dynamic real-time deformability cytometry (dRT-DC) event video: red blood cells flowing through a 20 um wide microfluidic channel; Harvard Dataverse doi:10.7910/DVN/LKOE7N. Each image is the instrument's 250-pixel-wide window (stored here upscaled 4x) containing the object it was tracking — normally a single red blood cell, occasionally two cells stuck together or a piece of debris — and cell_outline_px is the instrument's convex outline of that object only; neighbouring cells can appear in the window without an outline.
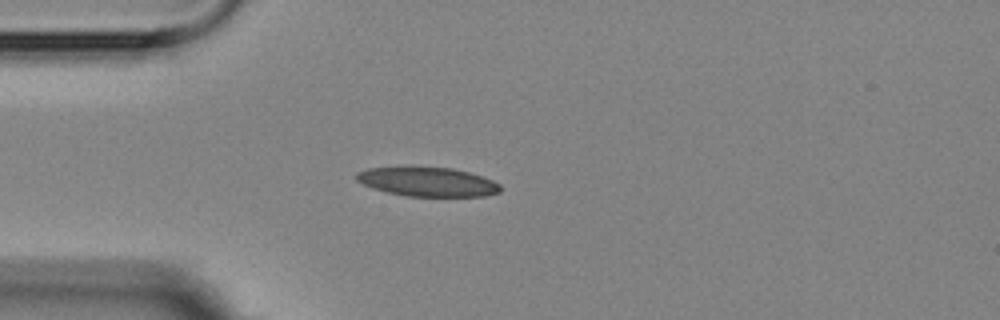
{"species": "Egyptian fruit bat (a non-hibernating species)", "species_latin": "Rousettus aegyptiacus", "temperature_condition": "room temperature", "stored_images_in_passage": 4, "camera_frame_rate_fps": 3000, "um_per_image_px": 0.085, "animal": {"sex": "female"}, "frame": {"image": 1, "passage_image": 4, "time_ms": 3.333, "image_size_px": [1000, 320], "cell_outline_px": [[500, 192], [484, 196], [408, 196], [388, 192], [372, 188], [356, 180], [356, 172], [368, 168], [452, 168], [468, 172], [492, 180], [500, 184]], "centroid_in_image_um": [36.35, 15.47], "position_along_channel_um": 48.6, "area_um2": 23.93}}